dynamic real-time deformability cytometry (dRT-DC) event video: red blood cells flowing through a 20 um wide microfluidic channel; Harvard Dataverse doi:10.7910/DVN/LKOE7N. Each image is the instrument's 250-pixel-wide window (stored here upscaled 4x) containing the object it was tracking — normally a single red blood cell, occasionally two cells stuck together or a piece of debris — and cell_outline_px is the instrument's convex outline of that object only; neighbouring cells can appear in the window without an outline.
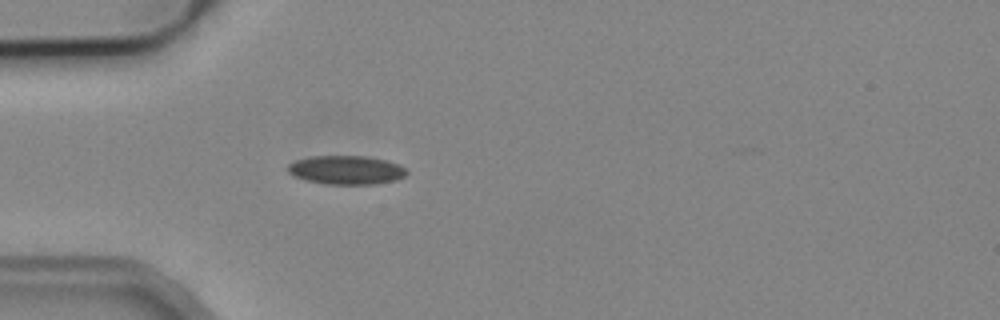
{"species": "common noctule bat (a hibernating species)", "species_latin": "Nyctalus noctula", "temperature_condition": "cold", "stored_images_in_passage": 1, "camera_frame_rate_fps": 3000, "um_per_image_px": 0.085, "animal": {"sex": "male", "body_mass_g": 19.2, "forearm_length_mm": 51.8}, "frame": {"image": 1, "passage_image": 1, "time_ms": 0.0, "image_size_px": [1000, 320], "cell_outline_px": [[408, 172], [404, 176], [396, 180], [376, 184], [324, 184], [292, 176], [288, 172], [288, 164], [296, 160], [312, 156], [364, 156], [384, 160], [400, 164]], "centroid_in_image_um": [29.42, 14.45], "position_along_channel_um": 55.6, "area_um2": 19.88}}